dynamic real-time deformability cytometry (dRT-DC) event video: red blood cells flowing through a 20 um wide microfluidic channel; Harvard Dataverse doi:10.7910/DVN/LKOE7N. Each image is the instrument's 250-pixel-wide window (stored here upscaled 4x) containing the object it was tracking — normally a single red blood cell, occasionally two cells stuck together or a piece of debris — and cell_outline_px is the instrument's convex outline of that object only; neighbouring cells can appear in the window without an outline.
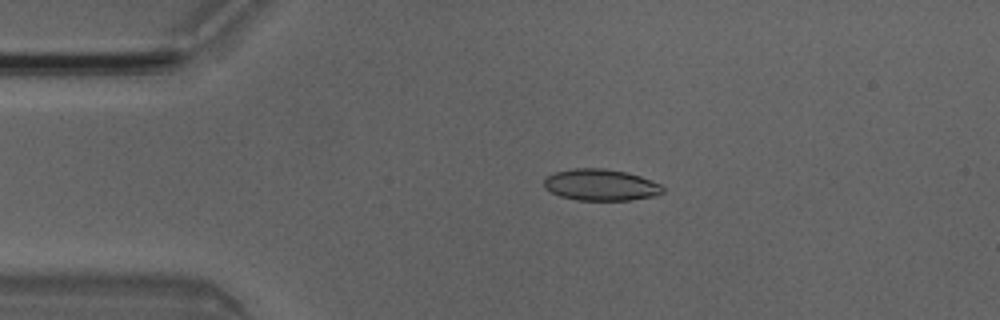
{"species": "Egyptian fruit bat (a non-hibernating species)", "species_latin": "Rousettus aegyptiacus", "temperature_condition": "room temperature", "stored_images_in_passage": 4, "camera_frame_rate_fps": 3000, "um_per_image_px": 0.085, "animal": {"sex": "male"}, "frame": {"image": 1, "passage_image": 3, "time_ms": 0.667, "image_size_px": [1000, 320], "cell_outline_px": [[664, 192], [656, 196], [632, 200], [576, 200], [560, 196], [544, 188], [544, 180], [548, 176], [556, 172], [572, 168], [604, 168], [628, 172], [640, 176], [660, 184], [664, 188]], "centroid_in_image_um": [51.09, 15.72], "position_along_channel_um": 33.9, "area_um2": 21.91}}